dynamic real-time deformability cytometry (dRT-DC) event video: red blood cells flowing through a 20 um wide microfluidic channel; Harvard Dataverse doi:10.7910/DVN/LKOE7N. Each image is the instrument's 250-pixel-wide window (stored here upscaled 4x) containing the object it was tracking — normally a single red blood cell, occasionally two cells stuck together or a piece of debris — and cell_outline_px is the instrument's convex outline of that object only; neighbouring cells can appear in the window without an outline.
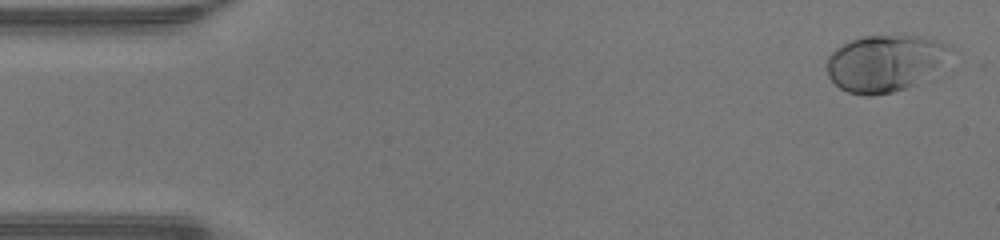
{"species": "human", "species_latin": "Homo sapiens", "temperature_condition": "warm", "stored_images_in_passage": 49, "camera_frame_rate_fps": 3000, "um_per_image_px": 0.085, "donor": {"sex": "male"}, "frame": {"image": 1, "passage_image": 2, "time_ms": 0.333, "image_size_px": [1000, 240], "cell_outline_px": [[952, 48], [916, 84], [892, 92], [868, 96], [848, 92], [840, 88], [828, 76], [828, 56], [836, 48], [852, 40], [864, 36], [920, 36], [952, 44]], "centroid_in_image_um": [75.13, 5.35], "position_along_channel_um": 9.9, "area_um2": 39.42}}
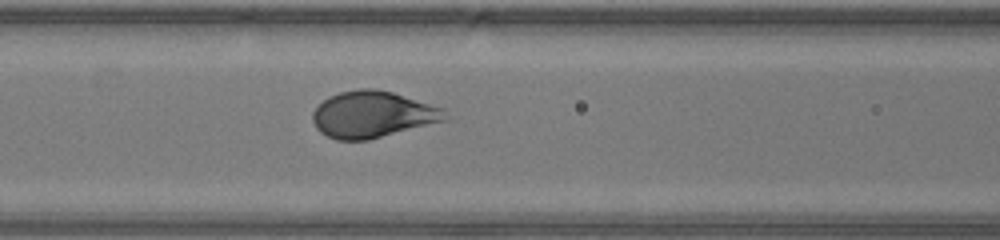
{"frame": {"image": 2, "passage_image": 20, "time_ms": 6.333, "image_size_px": [1000, 240], "cell_outline_px": [[448, 120], [368, 140], [336, 140], [320, 132], [316, 128], [312, 120], [312, 112], [328, 96], [340, 92], [360, 88], [376, 88], [392, 92], [444, 108], [448, 116]], "centroid_in_image_um": [31.68, 9.73], "position_along_channel_um": 134.9, "area_um2": 36.01}}
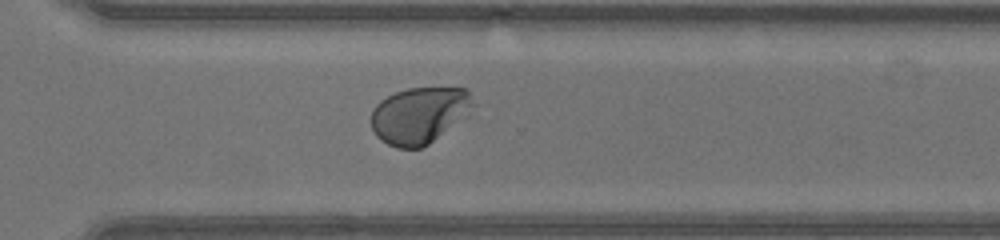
{"frame": {"image": 3, "passage_image": 34, "time_ms": 11.0, "image_size_px": [1000, 240], "cell_outline_px": [[476, 104], [472, 116], [428, 144], [420, 148], [396, 148], [380, 140], [376, 136], [372, 128], [372, 108], [380, 100], [396, 92], [408, 88], [468, 88]], "centroid_in_image_um": [35.74, 9.8], "position_along_channel_um": 334.9, "area_um2": 34.45}}